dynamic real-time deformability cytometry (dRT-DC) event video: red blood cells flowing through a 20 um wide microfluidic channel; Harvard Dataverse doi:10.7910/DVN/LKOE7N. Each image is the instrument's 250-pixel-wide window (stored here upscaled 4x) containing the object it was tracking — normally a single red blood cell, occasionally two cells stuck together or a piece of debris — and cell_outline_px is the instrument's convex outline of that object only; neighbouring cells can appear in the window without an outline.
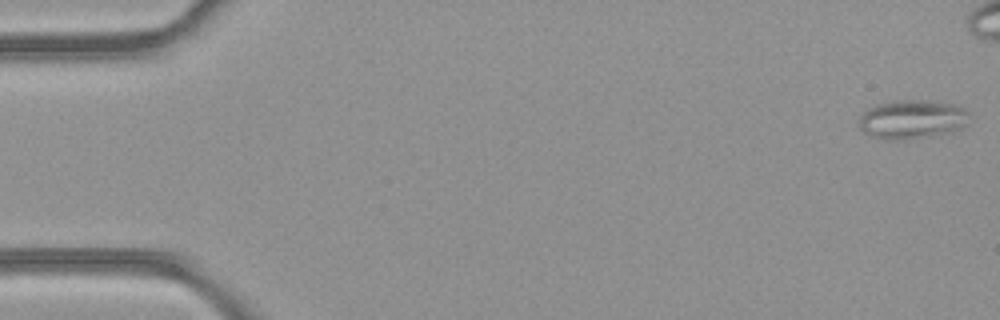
{"species": "common noctule bat (a hibernating species)", "species_latin": "Nyctalus noctula", "temperature_condition": "room temperature", "stored_images_in_passage": 43, "camera_frame_rate_fps": 3000, "um_per_image_px": 0.085, "animal": {"sex": "female", "body_mass_g": 21.9}, "frame": {"image": 1, "passage_image": 1, "time_ms": 0.0, "image_size_px": [1000, 320], "cell_outline_px": [[968, 124], [964, 128], [952, 132], [908, 140], [892, 140], [868, 136], [860, 128], [860, 116], [868, 108], [876, 104], [892, 100], [928, 100], [952, 104], [964, 108], [968, 112]], "centroid_in_image_um": [77.54, 10.15], "position_along_channel_um": 7.5, "area_um2": 25.43}}
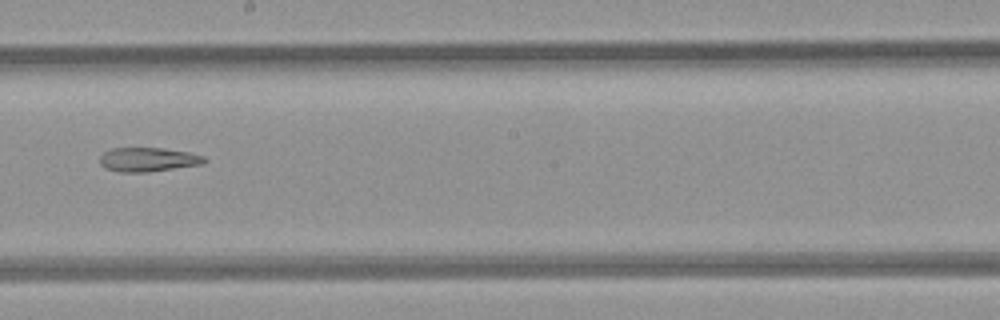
{"frame": {"image": 2, "passage_image": 28, "time_ms": 9.0, "image_size_px": [1000, 320], "cell_outline_px": [[208, 160], [200, 164], [148, 172], [120, 172], [104, 168], [100, 164], [100, 156], [104, 152], [112, 148], [164, 148], [188, 152], [204, 156]], "centroid_in_image_um": [12.55, 13.56], "position_along_channel_um": 235.6, "area_um2": 14.62}}
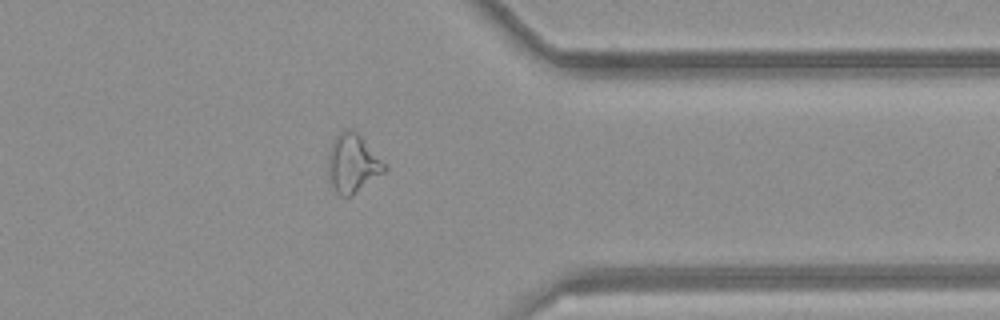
{"frame": {"image": 3, "passage_image": 39, "time_ms": 12.667, "image_size_px": [1000, 320], "cell_outline_px": [[388, 168], [384, 172], [348, 196], [340, 196], [336, 192], [328, 176], [328, 156], [332, 144], [336, 136], [344, 128], [352, 128], [360, 136]], "centroid_in_image_um": [29.94, 13.86], "position_along_channel_um": 381.5, "area_um2": 18.55}}